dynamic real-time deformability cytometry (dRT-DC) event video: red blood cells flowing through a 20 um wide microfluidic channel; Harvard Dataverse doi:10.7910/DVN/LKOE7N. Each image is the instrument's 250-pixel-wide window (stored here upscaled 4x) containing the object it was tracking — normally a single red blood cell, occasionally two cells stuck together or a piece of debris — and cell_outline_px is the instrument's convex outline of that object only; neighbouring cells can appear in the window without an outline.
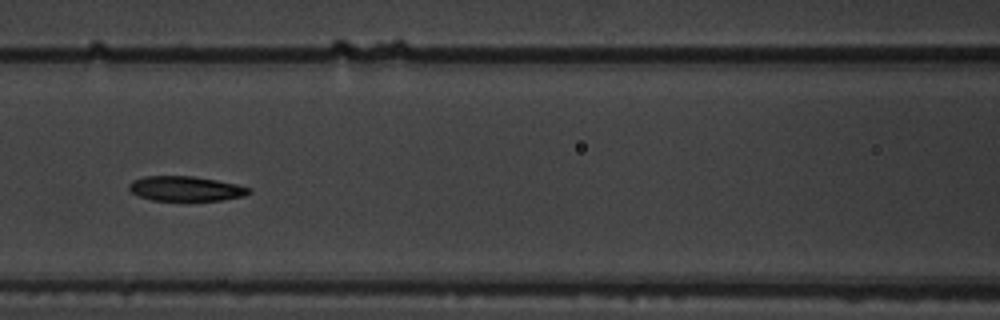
{"species": "common noctule bat (a hibernating species)", "species_latin": "Nyctalus noctula", "temperature_condition": "warm", "stored_images_in_passage": 9, "camera_frame_rate_fps": 3000, "um_per_image_px": 0.085, "animal": {"sex": "male", "body_mass_g": 19.5, "forearm_length_mm": 54.6}, "frame": {"image": 1, "passage_image": 6, "time_ms": 6.0, "image_size_px": [1000, 320], "cell_outline_px": [[252, 192], [244, 196], [224, 200], [184, 204], [152, 200], [140, 196], [132, 192], [128, 188], [128, 184], [132, 180], [144, 176], [192, 176], [216, 180], [236, 184], [252, 188]], "centroid_in_image_um": [15.8, 16.09], "position_along_channel_um": 150.8, "area_um2": 18.38}}
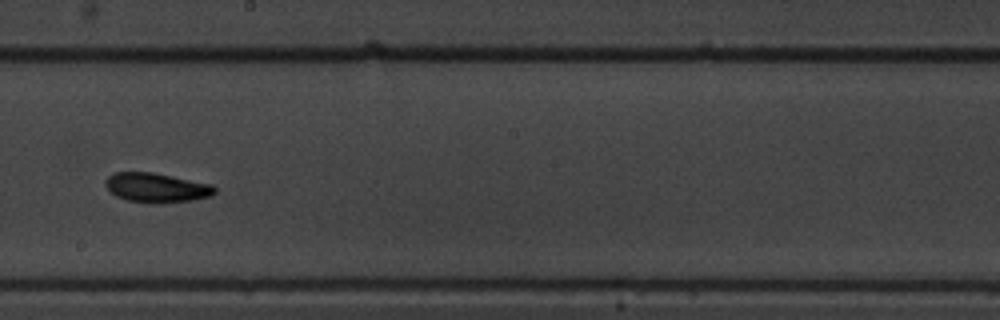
{"frame": {"image": 2, "passage_image": 8, "time_ms": 8.333, "image_size_px": [1000, 320], "cell_outline_px": [[216, 192], [212, 196], [192, 200], [156, 204], [128, 200], [116, 196], [104, 184], [104, 180], [108, 176], [116, 172], [152, 172], [212, 184], [216, 188]], "centroid_in_image_um": [13.32, 15.95], "position_along_channel_um": 234.9, "area_um2": 18.79}}
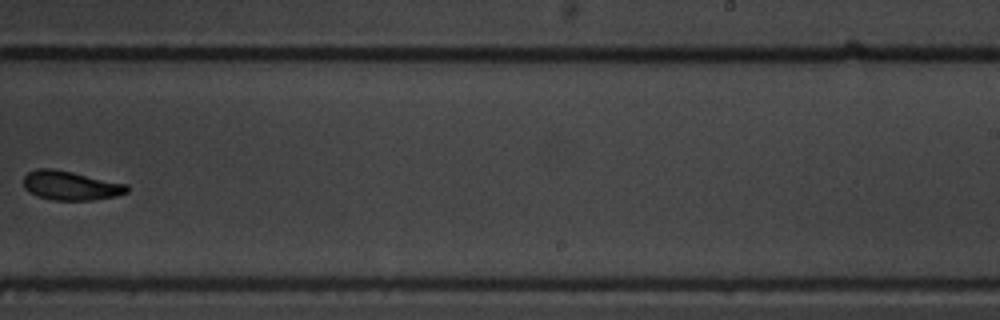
{"frame": {"image": 3, "passage_image": 9, "time_ms": 9.667, "image_size_px": [1000, 320], "cell_outline_px": [[128, 192], [116, 196], [92, 200], [52, 200], [36, 196], [28, 192], [24, 188], [24, 176], [28, 172], [36, 168], [52, 168], [72, 172], [128, 184]], "centroid_in_image_um": [5.98, 15.77], "position_along_channel_um": 283.0, "area_um2": 17.69}}